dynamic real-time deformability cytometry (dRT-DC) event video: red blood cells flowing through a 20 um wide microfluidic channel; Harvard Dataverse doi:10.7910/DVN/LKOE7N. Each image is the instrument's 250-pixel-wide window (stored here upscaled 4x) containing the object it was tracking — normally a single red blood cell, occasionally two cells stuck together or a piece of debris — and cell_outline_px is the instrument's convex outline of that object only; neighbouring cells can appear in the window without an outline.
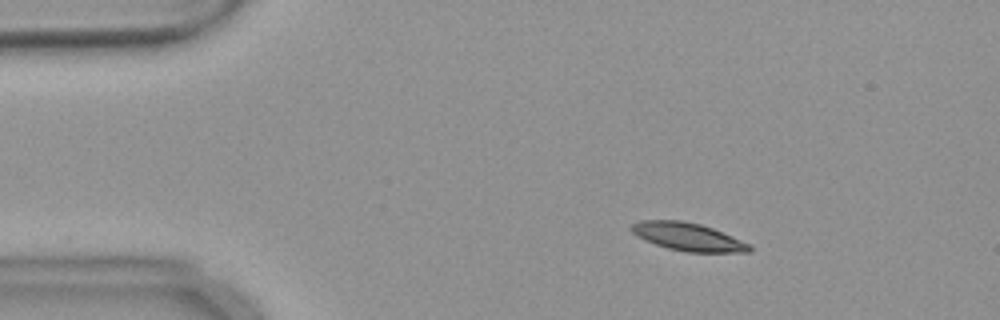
{"species": "common noctule bat (a hibernating species)", "species_latin": "Nyctalus noctula", "temperature_condition": "warm", "stored_images_in_passage": 55, "camera_frame_rate_fps": 3000, "um_per_image_px": 0.085, "animal": {"sex": "female", "body_mass_g": 18.4}, "frame": {"image": 1, "passage_image": 9, "time_ms": 2.667, "image_size_px": [1000, 320], "cell_outline_px": [[752, 252], [684, 252], [668, 248], [656, 244], [636, 236], [628, 228], [632, 224], [640, 220], [680, 220], [700, 224], [712, 228], [752, 244]], "centroid_in_image_um": [58.48, 20.13], "position_along_channel_um": 26.5, "area_um2": 19.31}}
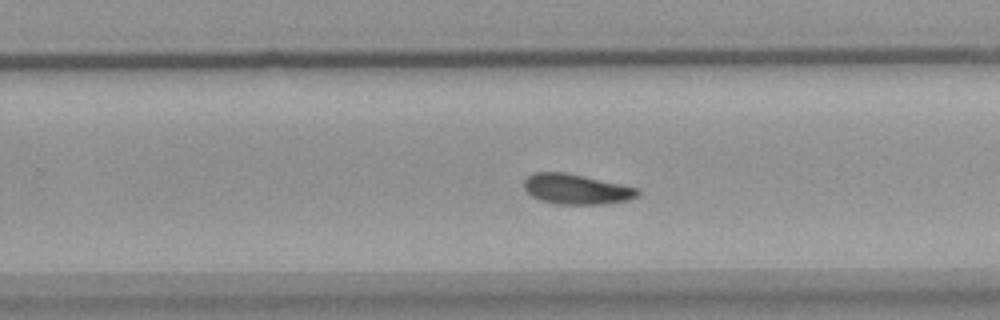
{"frame": {"image": 2, "passage_image": 35, "time_ms": 11.333, "image_size_px": [1000, 320], "cell_outline_px": [[640, 196], [628, 200], [604, 204], [556, 204], [540, 200], [532, 196], [524, 188], [524, 180], [528, 176], [536, 172], [568, 172], [620, 184], [636, 188], [640, 192]], "centroid_in_image_um": [48.99, 16.08], "position_along_channel_um": 280.8, "area_um2": 20.0}}
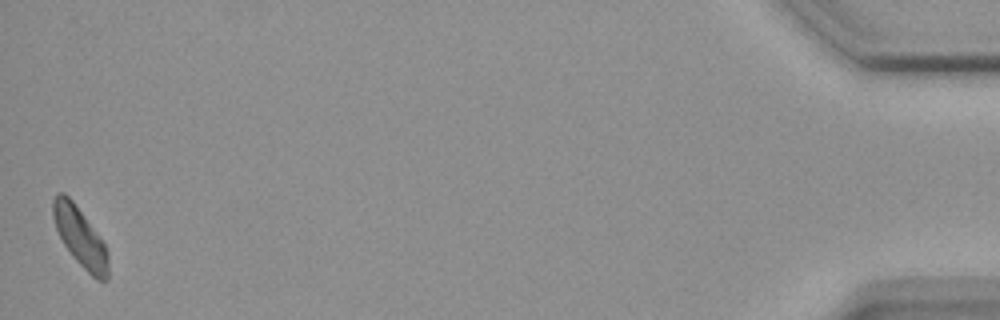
{"frame": {"image": 3, "passage_image": 55, "time_ms": 18.0, "image_size_px": [1000, 320], "cell_outline_px": [[108, 280], [96, 280], [72, 256], [64, 244], [56, 228], [52, 216], [52, 200], [56, 192], [64, 192], [72, 200], [100, 236], [108, 252]], "centroid_in_image_um": [6.8, 20.13], "position_along_channel_um": 428.4, "area_um2": 18.96}, "authors_computed_cell_mechanics": {"area_um2": 19.0162, "velocity_mm_per_s": 3.6433, "shape_relaxation_time_tau1_ms": 6.4411, "shape_relaxation_time_tau2_ms": null, "deformation_change_tau1": 0.1223, "deformation_change_tau2": null}}